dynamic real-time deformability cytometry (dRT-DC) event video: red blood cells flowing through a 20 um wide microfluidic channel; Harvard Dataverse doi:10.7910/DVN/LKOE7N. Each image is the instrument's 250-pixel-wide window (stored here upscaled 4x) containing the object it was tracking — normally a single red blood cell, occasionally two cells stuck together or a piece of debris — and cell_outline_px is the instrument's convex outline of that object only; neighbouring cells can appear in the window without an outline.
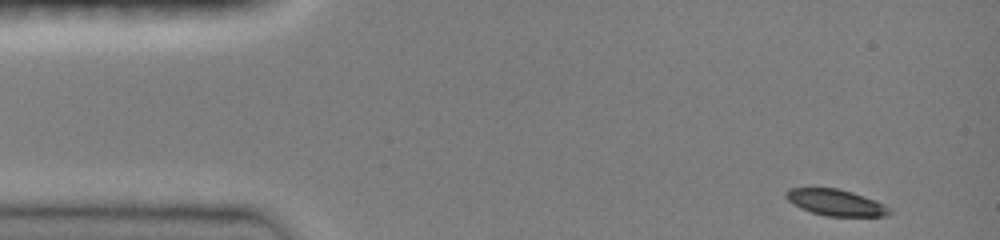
{"species": "common noctule bat (a hibernating species)", "species_latin": "Nyctalus noctula", "temperature_condition": "room temperature", "stored_images_in_passage": 30, "camera_frame_rate_fps": 3000, "um_per_image_px": 0.085, "animal": {"sex": "female", "body_mass_g": 19.0, "forearm_length_mm": 51.5}, "frame": {"image": 1, "passage_image": 1, "time_ms": 0.0, "image_size_px": [1000, 240], "cell_outline_px": [[892, 212], [884, 216], [824, 216], [800, 208], [792, 204], [784, 196], [784, 192], [788, 188], [836, 188], [852, 192], [876, 200], [892, 208]], "centroid_in_image_um": [71.03, 17.21], "position_along_channel_um": 14.0, "area_um2": 16.01}}
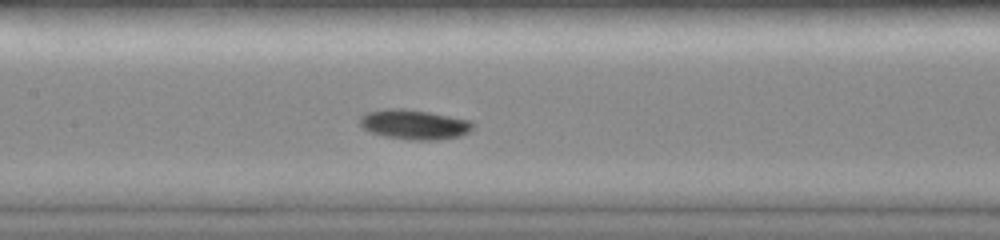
{"frame": {"image": 2, "passage_image": 19, "time_ms": 6.333, "image_size_px": [1000, 240], "cell_outline_px": [[476, 124], [468, 132], [460, 136], [436, 140], [408, 140], [384, 136], [372, 132], [364, 128], [360, 124], [360, 116], [364, 112], [384, 108], [404, 108], [428, 112], [472, 120]], "centroid_in_image_um": [35.21, 10.57], "position_along_channel_um": 172.2, "area_um2": 19.83}}
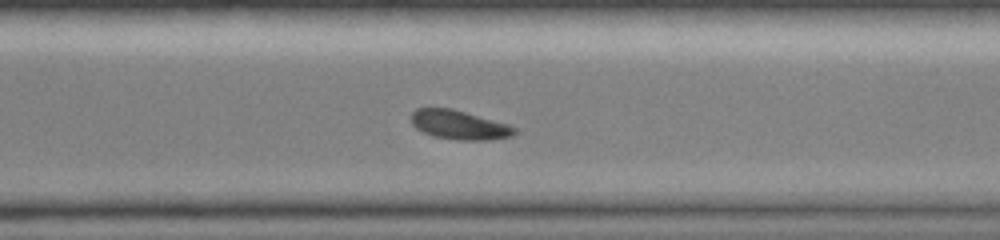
{"frame": {"image": 3, "passage_image": 30, "time_ms": 10.333, "image_size_px": [1000, 240], "cell_outline_px": [[516, 132], [512, 136], [488, 140], [456, 140], [432, 136], [416, 128], [412, 124], [412, 112], [416, 108], [452, 108], [508, 124], [516, 128]], "centroid_in_image_um": [39.03, 10.62], "position_along_channel_um": 331.6, "area_um2": 17.51}}